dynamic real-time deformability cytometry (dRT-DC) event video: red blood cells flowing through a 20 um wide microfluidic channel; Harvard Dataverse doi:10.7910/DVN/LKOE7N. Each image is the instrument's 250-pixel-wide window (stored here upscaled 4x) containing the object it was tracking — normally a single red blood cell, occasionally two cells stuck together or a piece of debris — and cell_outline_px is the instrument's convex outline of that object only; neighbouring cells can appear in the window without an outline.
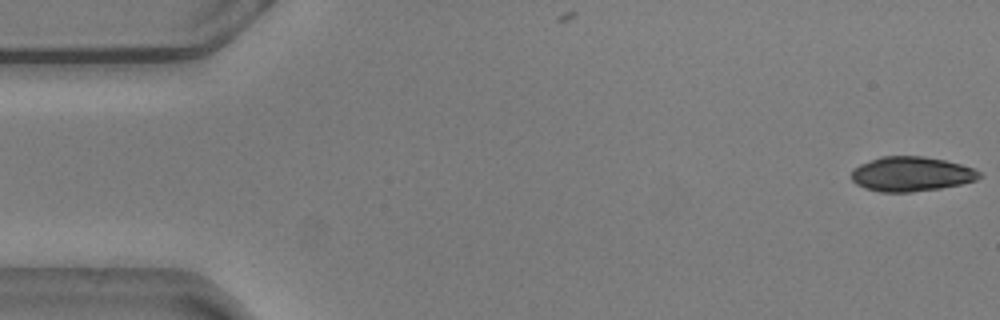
{"species": "common noctule bat (a hibernating species)", "species_latin": "Nyctalus noctula", "temperature_condition": "warm", "stored_images_in_passage": 55, "camera_frame_rate_fps": 3000, "um_per_image_px": 0.085, "animal": {"sex": "male", "body_mass_g": 20.5, "forearm_length_mm": 52.5}, "frame": {"image": 1, "passage_image": 1, "time_ms": 0.0, "image_size_px": [1000, 320], "cell_outline_px": [[984, 176], [976, 180], [960, 184], [940, 188], [912, 192], [880, 192], [864, 188], [856, 184], [852, 180], [852, 168], [860, 164], [880, 156], [924, 156], [944, 160], [960, 164], [972, 168], [980, 172]], "centroid_in_image_um": [77.44, 14.79], "position_along_channel_um": 7.6, "area_um2": 25.89}}
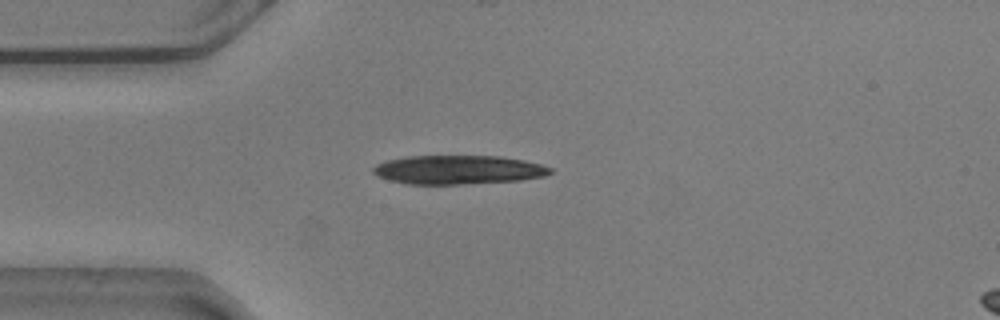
{"frame": {"image": 2, "passage_image": 14, "time_ms": 4.333, "image_size_px": [1000, 320], "cell_outline_px": [[552, 172], [544, 176], [520, 180], [460, 184], [408, 184], [376, 176], [372, 172], [372, 168], [376, 164], [384, 160], [408, 156], [500, 156], [524, 160], [540, 164], [552, 168]], "centroid_in_image_um": [38.91, 14.42], "position_along_channel_um": 46.1, "area_um2": 29.82}}